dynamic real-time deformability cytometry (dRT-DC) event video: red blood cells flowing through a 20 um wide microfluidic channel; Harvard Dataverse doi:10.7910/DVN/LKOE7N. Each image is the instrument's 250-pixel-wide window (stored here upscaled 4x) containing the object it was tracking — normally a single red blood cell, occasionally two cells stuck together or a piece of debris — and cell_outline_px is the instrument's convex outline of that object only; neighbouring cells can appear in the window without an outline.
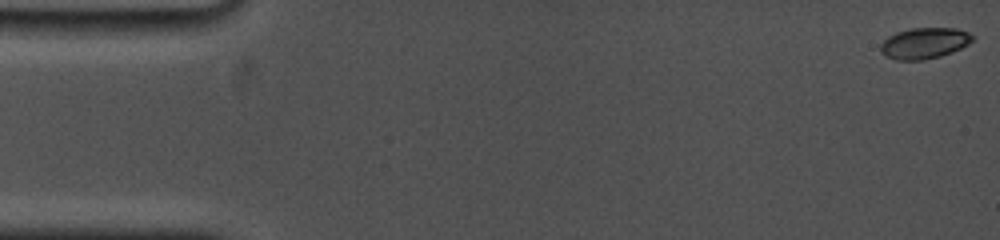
{"species": "common noctule bat (a hibernating species)", "species_latin": "Nyctalus noctula", "temperature_condition": "cold", "stored_images_in_passage": 88, "camera_frame_rate_fps": 5000, "um_per_image_px": 0.085, "animal": {"sex": "female", "body_mass_g": 19.0, "forearm_length_mm": 53.3}, "frame": {"image": 1, "passage_image": 1, "time_ms": 0.0, "image_size_px": [1000, 240], "cell_outline_px": [[976, 36], [968, 44], [952, 52], [940, 56], [924, 60], [896, 60], [884, 56], [880, 52], [880, 44], [888, 36], [896, 32], [912, 28], [956, 28], [968, 32]], "centroid_in_image_um": [78.55, 3.67], "position_along_channel_um": 6.5, "area_um2": 16.76}}
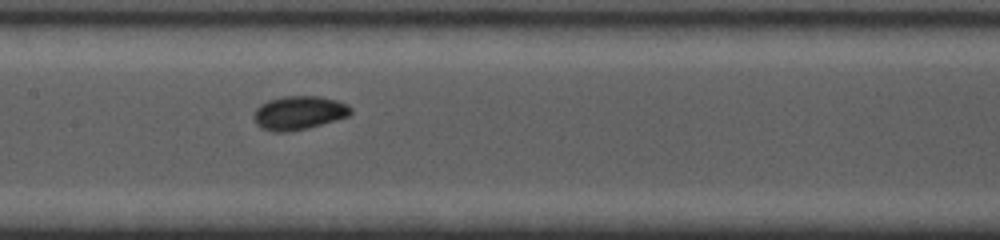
{"frame": {"image": 2, "passage_image": 53, "time_ms": 8.4, "image_size_px": [1000, 240], "cell_outline_px": [[352, 112], [348, 116], [336, 120], [308, 128], [292, 132], [272, 132], [260, 128], [256, 124], [252, 116], [256, 108], [260, 104], [268, 100], [284, 96], [320, 96], [336, 100], [348, 104], [352, 108]], "centroid_in_image_um": [25.38, 9.6], "position_along_channel_um": 182.0, "area_um2": 19.36}}
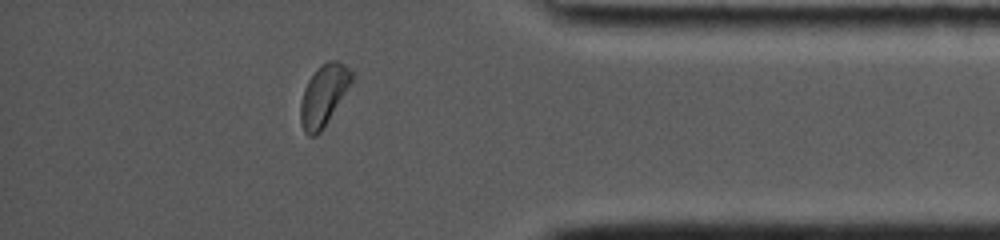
{"frame": {"image": 3, "passage_image": 85, "time_ms": 14.8, "image_size_px": [1000, 240], "cell_outline_px": [[352, 80], [324, 128], [316, 136], [308, 136], [304, 132], [300, 120], [300, 104], [304, 88], [308, 80], [320, 64], [328, 60], [336, 60], [344, 64], [352, 72]], "centroid_in_image_um": [27.47, 8.1], "position_along_channel_um": 407.7, "area_um2": 18.03}}